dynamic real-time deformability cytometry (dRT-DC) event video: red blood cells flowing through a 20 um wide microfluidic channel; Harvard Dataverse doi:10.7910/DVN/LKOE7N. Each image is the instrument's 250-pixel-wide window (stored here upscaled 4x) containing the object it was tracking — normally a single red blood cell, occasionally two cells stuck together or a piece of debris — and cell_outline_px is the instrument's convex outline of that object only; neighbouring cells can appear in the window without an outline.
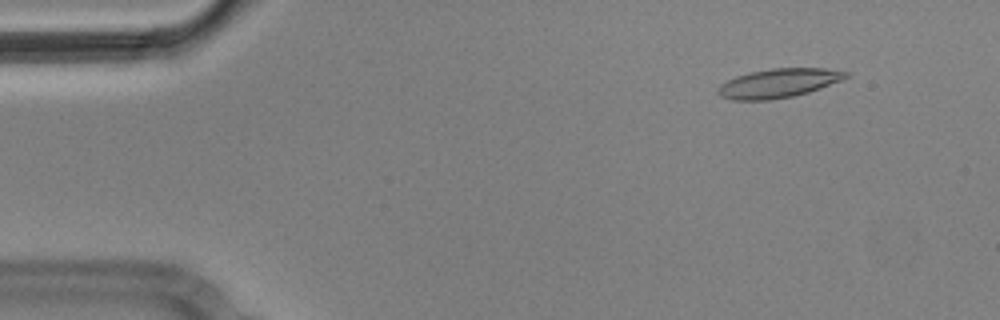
{"species": "Egyptian fruit bat (a non-hibernating species)", "species_latin": "Rousettus aegyptiacus", "temperature_condition": "cold", "stored_images_in_passage": 4, "camera_frame_rate_fps": 3000, "um_per_image_px": 0.085, "animal": {"sex": "male"}, "frame": {"image": 1, "passage_image": 2, "time_ms": 0.333, "image_size_px": [1000, 320], "cell_outline_px": [[852, 72], [848, 76], [840, 80], [820, 88], [808, 92], [792, 96], [768, 100], [732, 100], [720, 96], [716, 92], [716, 88], [720, 84], [736, 76], [752, 72], [772, 68], [824, 68]], "centroid_in_image_um": [66.15, 7.07], "position_along_channel_um": 18.9, "area_um2": 21.56}}
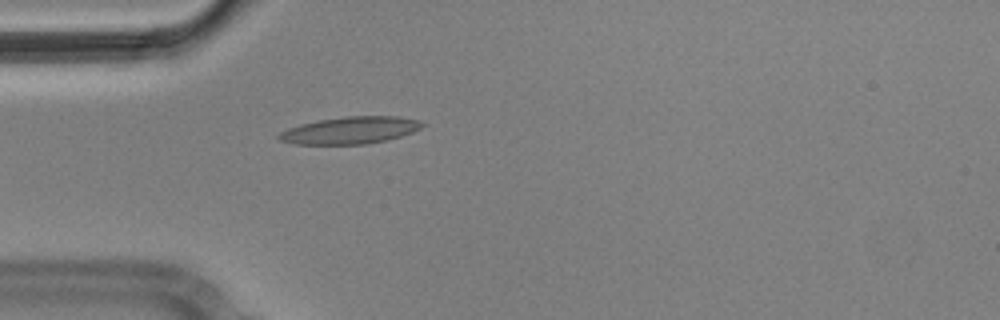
{"frame": {"image": 2, "passage_image": 4, "time_ms": 1.0, "image_size_px": [1000, 320], "cell_outline_px": [[428, 124], [412, 132], [400, 136], [384, 140], [364, 144], [292, 144], [280, 140], [276, 136], [280, 132], [288, 128], [300, 124], [316, 120], [344, 116], [400, 116], [420, 120]], "centroid_in_image_um": [29.76, 11.06], "position_along_channel_um": 55.2, "area_um2": 22.77}}